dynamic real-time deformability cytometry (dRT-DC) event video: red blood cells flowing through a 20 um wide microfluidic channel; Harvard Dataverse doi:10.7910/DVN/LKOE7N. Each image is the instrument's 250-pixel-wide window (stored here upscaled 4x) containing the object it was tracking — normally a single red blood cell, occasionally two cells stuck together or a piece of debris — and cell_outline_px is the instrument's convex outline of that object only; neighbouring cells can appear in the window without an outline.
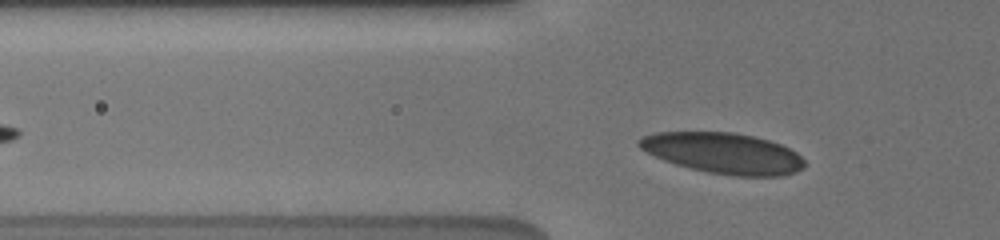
{"species": "human", "species_latin": "Homo sapiens", "temperature_condition": "cold", "stored_images_in_passage": 52, "camera_frame_rate_fps": 3000, "um_per_image_px": 0.085, "donor": {"sex": "male"}, "frame": {"image": 1, "passage_image": 8, "time_ms": 2.0, "image_size_px": [1000, 240], "cell_outline_px": [[804, 168], [796, 172], [780, 176], [736, 176], [708, 172], [676, 164], [664, 160], [640, 148], [636, 144], [636, 140], [644, 136], [656, 132], [732, 132], [752, 136], [768, 140], [780, 144], [796, 152], [804, 160]], "centroid_in_image_um": [61.48, 13.02], "position_along_channel_um": 64.3, "area_um2": 39.07}}
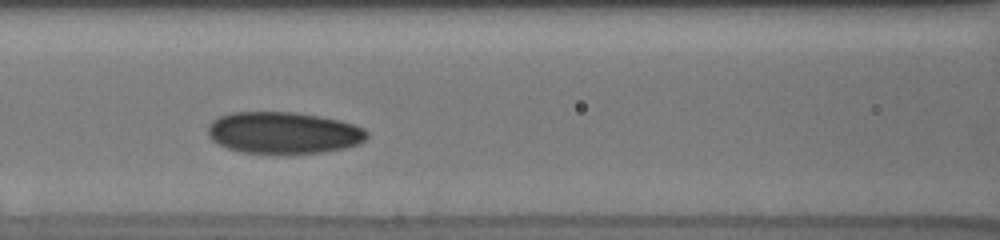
{"frame": {"image": 2, "passage_image": 18, "time_ms": 4.333, "image_size_px": [1000, 240], "cell_outline_px": [[368, 136], [360, 144], [344, 148], [320, 152], [240, 152], [228, 148], [212, 140], [208, 136], [208, 124], [212, 120], [220, 116], [232, 112], [296, 112], [320, 116], [340, 120], [364, 128], [368, 132]], "centroid_in_image_um": [24.1, 11.26], "position_along_channel_um": 142.5, "area_um2": 38.38}}
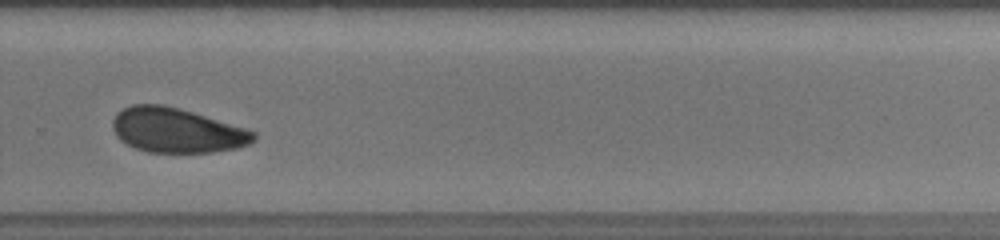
{"frame": {"image": 3, "passage_image": 33, "time_ms": 9.0, "image_size_px": [1000, 240], "cell_outline_px": [[256, 140], [248, 144], [236, 148], [212, 152], [148, 152], [136, 148], [120, 140], [116, 136], [112, 128], [112, 120], [116, 112], [132, 104], [164, 104], [180, 108], [244, 128], [256, 132]], "centroid_in_image_um": [14.99, 11.07], "position_along_channel_um": 314.8, "area_um2": 36.65}, "authors_computed_cell_mechanics": {"area_um2": 37.57, "velocity_mm_per_s": 3.7045, "shape_relaxation_time_tau1_ms": 3.5904, "shape_relaxation_time_tau2_ms": 3.1013, "deformation_change_tau1": 0.0803, "deformation_change_tau2": 0.0791}}